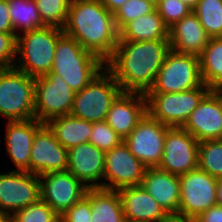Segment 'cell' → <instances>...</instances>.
I'll list each match as a JSON object with an SVG mask.
<instances>
[{
    "label": "cell",
    "instance_id": "obj_30",
    "mask_svg": "<svg viewBox=\"0 0 222 222\" xmlns=\"http://www.w3.org/2000/svg\"><path fill=\"white\" fill-rule=\"evenodd\" d=\"M198 168L216 179L222 178V139L199 142Z\"/></svg>",
    "mask_w": 222,
    "mask_h": 222
},
{
    "label": "cell",
    "instance_id": "obj_33",
    "mask_svg": "<svg viewBox=\"0 0 222 222\" xmlns=\"http://www.w3.org/2000/svg\"><path fill=\"white\" fill-rule=\"evenodd\" d=\"M12 216L14 222H60V216L42 199Z\"/></svg>",
    "mask_w": 222,
    "mask_h": 222
},
{
    "label": "cell",
    "instance_id": "obj_1",
    "mask_svg": "<svg viewBox=\"0 0 222 222\" xmlns=\"http://www.w3.org/2000/svg\"><path fill=\"white\" fill-rule=\"evenodd\" d=\"M170 50L169 39L118 40L112 56L105 62V68L123 92L146 94Z\"/></svg>",
    "mask_w": 222,
    "mask_h": 222
},
{
    "label": "cell",
    "instance_id": "obj_19",
    "mask_svg": "<svg viewBox=\"0 0 222 222\" xmlns=\"http://www.w3.org/2000/svg\"><path fill=\"white\" fill-rule=\"evenodd\" d=\"M5 128L6 153L17 171L29 172L30 152L36 132L44 125L36 118L8 121Z\"/></svg>",
    "mask_w": 222,
    "mask_h": 222
},
{
    "label": "cell",
    "instance_id": "obj_39",
    "mask_svg": "<svg viewBox=\"0 0 222 222\" xmlns=\"http://www.w3.org/2000/svg\"><path fill=\"white\" fill-rule=\"evenodd\" d=\"M196 222H222V207H210L196 218Z\"/></svg>",
    "mask_w": 222,
    "mask_h": 222
},
{
    "label": "cell",
    "instance_id": "obj_20",
    "mask_svg": "<svg viewBox=\"0 0 222 222\" xmlns=\"http://www.w3.org/2000/svg\"><path fill=\"white\" fill-rule=\"evenodd\" d=\"M146 113L145 94L122 92L112 103L105 121L124 140Z\"/></svg>",
    "mask_w": 222,
    "mask_h": 222
},
{
    "label": "cell",
    "instance_id": "obj_15",
    "mask_svg": "<svg viewBox=\"0 0 222 222\" xmlns=\"http://www.w3.org/2000/svg\"><path fill=\"white\" fill-rule=\"evenodd\" d=\"M39 178L41 199L59 216L79 202L89 189L68 170L50 172Z\"/></svg>",
    "mask_w": 222,
    "mask_h": 222
},
{
    "label": "cell",
    "instance_id": "obj_11",
    "mask_svg": "<svg viewBox=\"0 0 222 222\" xmlns=\"http://www.w3.org/2000/svg\"><path fill=\"white\" fill-rule=\"evenodd\" d=\"M169 128L146 113L124 142L130 152L147 168L158 167L162 160L166 132Z\"/></svg>",
    "mask_w": 222,
    "mask_h": 222
},
{
    "label": "cell",
    "instance_id": "obj_31",
    "mask_svg": "<svg viewBox=\"0 0 222 222\" xmlns=\"http://www.w3.org/2000/svg\"><path fill=\"white\" fill-rule=\"evenodd\" d=\"M42 22L46 26L63 28L72 0H35Z\"/></svg>",
    "mask_w": 222,
    "mask_h": 222
},
{
    "label": "cell",
    "instance_id": "obj_28",
    "mask_svg": "<svg viewBox=\"0 0 222 222\" xmlns=\"http://www.w3.org/2000/svg\"><path fill=\"white\" fill-rule=\"evenodd\" d=\"M14 33L26 32L46 26L40 17L35 0H7Z\"/></svg>",
    "mask_w": 222,
    "mask_h": 222
},
{
    "label": "cell",
    "instance_id": "obj_12",
    "mask_svg": "<svg viewBox=\"0 0 222 222\" xmlns=\"http://www.w3.org/2000/svg\"><path fill=\"white\" fill-rule=\"evenodd\" d=\"M41 199V181L35 173H0V213L13 215Z\"/></svg>",
    "mask_w": 222,
    "mask_h": 222
},
{
    "label": "cell",
    "instance_id": "obj_8",
    "mask_svg": "<svg viewBox=\"0 0 222 222\" xmlns=\"http://www.w3.org/2000/svg\"><path fill=\"white\" fill-rule=\"evenodd\" d=\"M203 84L199 56L170 50L147 93L184 92Z\"/></svg>",
    "mask_w": 222,
    "mask_h": 222
},
{
    "label": "cell",
    "instance_id": "obj_41",
    "mask_svg": "<svg viewBox=\"0 0 222 222\" xmlns=\"http://www.w3.org/2000/svg\"><path fill=\"white\" fill-rule=\"evenodd\" d=\"M162 222H196V218L170 214Z\"/></svg>",
    "mask_w": 222,
    "mask_h": 222
},
{
    "label": "cell",
    "instance_id": "obj_36",
    "mask_svg": "<svg viewBox=\"0 0 222 222\" xmlns=\"http://www.w3.org/2000/svg\"><path fill=\"white\" fill-rule=\"evenodd\" d=\"M90 188L86 195L60 215V222H91Z\"/></svg>",
    "mask_w": 222,
    "mask_h": 222
},
{
    "label": "cell",
    "instance_id": "obj_22",
    "mask_svg": "<svg viewBox=\"0 0 222 222\" xmlns=\"http://www.w3.org/2000/svg\"><path fill=\"white\" fill-rule=\"evenodd\" d=\"M209 39L193 11L169 28L170 48L178 53L200 56Z\"/></svg>",
    "mask_w": 222,
    "mask_h": 222
},
{
    "label": "cell",
    "instance_id": "obj_35",
    "mask_svg": "<svg viewBox=\"0 0 222 222\" xmlns=\"http://www.w3.org/2000/svg\"><path fill=\"white\" fill-rule=\"evenodd\" d=\"M155 9L168 28L192 11V9L181 0H156Z\"/></svg>",
    "mask_w": 222,
    "mask_h": 222
},
{
    "label": "cell",
    "instance_id": "obj_34",
    "mask_svg": "<svg viewBox=\"0 0 222 222\" xmlns=\"http://www.w3.org/2000/svg\"><path fill=\"white\" fill-rule=\"evenodd\" d=\"M124 140L118 135L106 121H98L92 123V132L89 138V143L96 146L100 150L107 152Z\"/></svg>",
    "mask_w": 222,
    "mask_h": 222
},
{
    "label": "cell",
    "instance_id": "obj_21",
    "mask_svg": "<svg viewBox=\"0 0 222 222\" xmlns=\"http://www.w3.org/2000/svg\"><path fill=\"white\" fill-rule=\"evenodd\" d=\"M126 220L162 222L169 214L141 185L118 190Z\"/></svg>",
    "mask_w": 222,
    "mask_h": 222
},
{
    "label": "cell",
    "instance_id": "obj_17",
    "mask_svg": "<svg viewBox=\"0 0 222 222\" xmlns=\"http://www.w3.org/2000/svg\"><path fill=\"white\" fill-rule=\"evenodd\" d=\"M68 168V150L44 124L35 134L30 152L29 173L37 176Z\"/></svg>",
    "mask_w": 222,
    "mask_h": 222
},
{
    "label": "cell",
    "instance_id": "obj_37",
    "mask_svg": "<svg viewBox=\"0 0 222 222\" xmlns=\"http://www.w3.org/2000/svg\"><path fill=\"white\" fill-rule=\"evenodd\" d=\"M16 34L0 32V68H11L16 59Z\"/></svg>",
    "mask_w": 222,
    "mask_h": 222
},
{
    "label": "cell",
    "instance_id": "obj_27",
    "mask_svg": "<svg viewBox=\"0 0 222 222\" xmlns=\"http://www.w3.org/2000/svg\"><path fill=\"white\" fill-rule=\"evenodd\" d=\"M203 83L211 90L222 89V37L210 38L199 56Z\"/></svg>",
    "mask_w": 222,
    "mask_h": 222
},
{
    "label": "cell",
    "instance_id": "obj_40",
    "mask_svg": "<svg viewBox=\"0 0 222 222\" xmlns=\"http://www.w3.org/2000/svg\"><path fill=\"white\" fill-rule=\"evenodd\" d=\"M127 0H100V2L111 12L114 13Z\"/></svg>",
    "mask_w": 222,
    "mask_h": 222
},
{
    "label": "cell",
    "instance_id": "obj_16",
    "mask_svg": "<svg viewBox=\"0 0 222 222\" xmlns=\"http://www.w3.org/2000/svg\"><path fill=\"white\" fill-rule=\"evenodd\" d=\"M182 128L198 142L222 139V89L211 90L189 115Z\"/></svg>",
    "mask_w": 222,
    "mask_h": 222
},
{
    "label": "cell",
    "instance_id": "obj_25",
    "mask_svg": "<svg viewBox=\"0 0 222 222\" xmlns=\"http://www.w3.org/2000/svg\"><path fill=\"white\" fill-rule=\"evenodd\" d=\"M169 39V28L155 9L150 14L128 22L119 31V40L151 41Z\"/></svg>",
    "mask_w": 222,
    "mask_h": 222
},
{
    "label": "cell",
    "instance_id": "obj_43",
    "mask_svg": "<svg viewBox=\"0 0 222 222\" xmlns=\"http://www.w3.org/2000/svg\"><path fill=\"white\" fill-rule=\"evenodd\" d=\"M0 222H14L13 216L8 213H0Z\"/></svg>",
    "mask_w": 222,
    "mask_h": 222
},
{
    "label": "cell",
    "instance_id": "obj_3",
    "mask_svg": "<svg viewBox=\"0 0 222 222\" xmlns=\"http://www.w3.org/2000/svg\"><path fill=\"white\" fill-rule=\"evenodd\" d=\"M54 57L50 72L61 76L75 92L86 87L105 68L98 56L64 33L58 38Z\"/></svg>",
    "mask_w": 222,
    "mask_h": 222
},
{
    "label": "cell",
    "instance_id": "obj_29",
    "mask_svg": "<svg viewBox=\"0 0 222 222\" xmlns=\"http://www.w3.org/2000/svg\"><path fill=\"white\" fill-rule=\"evenodd\" d=\"M192 11L210 38L222 37V0H199Z\"/></svg>",
    "mask_w": 222,
    "mask_h": 222
},
{
    "label": "cell",
    "instance_id": "obj_2",
    "mask_svg": "<svg viewBox=\"0 0 222 222\" xmlns=\"http://www.w3.org/2000/svg\"><path fill=\"white\" fill-rule=\"evenodd\" d=\"M62 29L104 63L112 56L119 40L113 13L100 0H72Z\"/></svg>",
    "mask_w": 222,
    "mask_h": 222
},
{
    "label": "cell",
    "instance_id": "obj_4",
    "mask_svg": "<svg viewBox=\"0 0 222 222\" xmlns=\"http://www.w3.org/2000/svg\"><path fill=\"white\" fill-rule=\"evenodd\" d=\"M62 34V28L44 26L17 35L16 55L20 57L15 59L13 67L34 78L49 73L54 63L56 44Z\"/></svg>",
    "mask_w": 222,
    "mask_h": 222
},
{
    "label": "cell",
    "instance_id": "obj_44",
    "mask_svg": "<svg viewBox=\"0 0 222 222\" xmlns=\"http://www.w3.org/2000/svg\"><path fill=\"white\" fill-rule=\"evenodd\" d=\"M186 5H188L192 10L196 7L199 0H181Z\"/></svg>",
    "mask_w": 222,
    "mask_h": 222
},
{
    "label": "cell",
    "instance_id": "obj_26",
    "mask_svg": "<svg viewBox=\"0 0 222 222\" xmlns=\"http://www.w3.org/2000/svg\"><path fill=\"white\" fill-rule=\"evenodd\" d=\"M91 222H124L118 191L90 188Z\"/></svg>",
    "mask_w": 222,
    "mask_h": 222
},
{
    "label": "cell",
    "instance_id": "obj_14",
    "mask_svg": "<svg viewBox=\"0 0 222 222\" xmlns=\"http://www.w3.org/2000/svg\"><path fill=\"white\" fill-rule=\"evenodd\" d=\"M199 142L182 127L166 132L163 156L158 168L174 175H183L198 167Z\"/></svg>",
    "mask_w": 222,
    "mask_h": 222
},
{
    "label": "cell",
    "instance_id": "obj_45",
    "mask_svg": "<svg viewBox=\"0 0 222 222\" xmlns=\"http://www.w3.org/2000/svg\"><path fill=\"white\" fill-rule=\"evenodd\" d=\"M124 222H138V221H132V220H124Z\"/></svg>",
    "mask_w": 222,
    "mask_h": 222
},
{
    "label": "cell",
    "instance_id": "obj_32",
    "mask_svg": "<svg viewBox=\"0 0 222 222\" xmlns=\"http://www.w3.org/2000/svg\"><path fill=\"white\" fill-rule=\"evenodd\" d=\"M154 10V0H127L113 13L117 30L120 31L128 22Z\"/></svg>",
    "mask_w": 222,
    "mask_h": 222
},
{
    "label": "cell",
    "instance_id": "obj_9",
    "mask_svg": "<svg viewBox=\"0 0 222 222\" xmlns=\"http://www.w3.org/2000/svg\"><path fill=\"white\" fill-rule=\"evenodd\" d=\"M35 118L47 123L50 119L70 115L75 91L61 76L49 72L35 77Z\"/></svg>",
    "mask_w": 222,
    "mask_h": 222
},
{
    "label": "cell",
    "instance_id": "obj_6",
    "mask_svg": "<svg viewBox=\"0 0 222 222\" xmlns=\"http://www.w3.org/2000/svg\"><path fill=\"white\" fill-rule=\"evenodd\" d=\"M122 92L113 75L104 68L86 87L75 92L70 115L92 123L105 121L112 103Z\"/></svg>",
    "mask_w": 222,
    "mask_h": 222
},
{
    "label": "cell",
    "instance_id": "obj_18",
    "mask_svg": "<svg viewBox=\"0 0 222 222\" xmlns=\"http://www.w3.org/2000/svg\"><path fill=\"white\" fill-rule=\"evenodd\" d=\"M67 170L88 188H101L104 179L105 152L91 143H82L68 150Z\"/></svg>",
    "mask_w": 222,
    "mask_h": 222
},
{
    "label": "cell",
    "instance_id": "obj_23",
    "mask_svg": "<svg viewBox=\"0 0 222 222\" xmlns=\"http://www.w3.org/2000/svg\"><path fill=\"white\" fill-rule=\"evenodd\" d=\"M141 186L170 214H178L180 180L158 167L146 168Z\"/></svg>",
    "mask_w": 222,
    "mask_h": 222
},
{
    "label": "cell",
    "instance_id": "obj_42",
    "mask_svg": "<svg viewBox=\"0 0 222 222\" xmlns=\"http://www.w3.org/2000/svg\"><path fill=\"white\" fill-rule=\"evenodd\" d=\"M217 205L222 207V178L217 181Z\"/></svg>",
    "mask_w": 222,
    "mask_h": 222
},
{
    "label": "cell",
    "instance_id": "obj_7",
    "mask_svg": "<svg viewBox=\"0 0 222 222\" xmlns=\"http://www.w3.org/2000/svg\"><path fill=\"white\" fill-rule=\"evenodd\" d=\"M211 91L205 84L184 92L146 93V112L169 127H182L201 100Z\"/></svg>",
    "mask_w": 222,
    "mask_h": 222
},
{
    "label": "cell",
    "instance_id": "obj_38",
    "mask_svg": "<svg viewBox=\"0 0 222 222\" xmlns=\"http://www.w3.org/2000/svg\"><path fill=\"white\" fill-rule=\"evenodd\" d=\"M0 32L15 34L12 26L7 0H0Z\"/></svg>",
    "mask_w": 222,
    "mask_h": 222
},
{
    "label": "cell",
    "instance_id": "obj_10",
    "mask_svg": "<svg viewBox=\"0 0 222 222\" xmlns=\"http://www.w3.org/2000/svg\"><path fill=\"white\" fill-rule=\"evenodd\" d=\"M180 201L178 215L197 218L217 205V181L198 167L179 176Z\"/></svg>",
    "mask_w": 222,
    "mask_h": 222
},
{
    "label": "cell",
    "instance_id": "obj_5",
    "mask_svg": "<svg viewBox=\"0 0 222 222\" xmlns=\"http://www.w3.org/2000/svg\"><path fill=\"white\" fill-rule=\"evenodd\" d=\"M0 114L7 121L35 118V81L15 67L0 68Z\"/></svg>",
    "mask_w": 222,
    "mask_h": 222
},
{
    "label": "cell",
    "instance_id": "obj_13",
    "mask_svg": "<svg viewBox=\"0 0 222 222\" xmlns=\"http://www.w3.org/2000/svg\"><path fill=\"white\" fill-rule=\"evenodd\" d=\"M146 168L123 141L105 152L104 180L106 181L101 182V188L118 191L125 187L140 186Z\"/></svg>",
    "mask_w": 222,
    "mask_h": 222
},
{
    "label": "cell",
    "instance_id": "obj_24",
    "mask_svg": "<svg viewBox=\"0 0 222 222\" xmlns=\"http://www.w3.org/2000/svg\"><path fill=\"white\" fill-rule=\"evenodd\" d=\"M45 124L54 133L57 141L67 150L89 142L92 132V122L72 115L58 116L50 119Z\"/></svg>",
    "mask_w": 222,
    "mask_h": 222
}]
</instances>
